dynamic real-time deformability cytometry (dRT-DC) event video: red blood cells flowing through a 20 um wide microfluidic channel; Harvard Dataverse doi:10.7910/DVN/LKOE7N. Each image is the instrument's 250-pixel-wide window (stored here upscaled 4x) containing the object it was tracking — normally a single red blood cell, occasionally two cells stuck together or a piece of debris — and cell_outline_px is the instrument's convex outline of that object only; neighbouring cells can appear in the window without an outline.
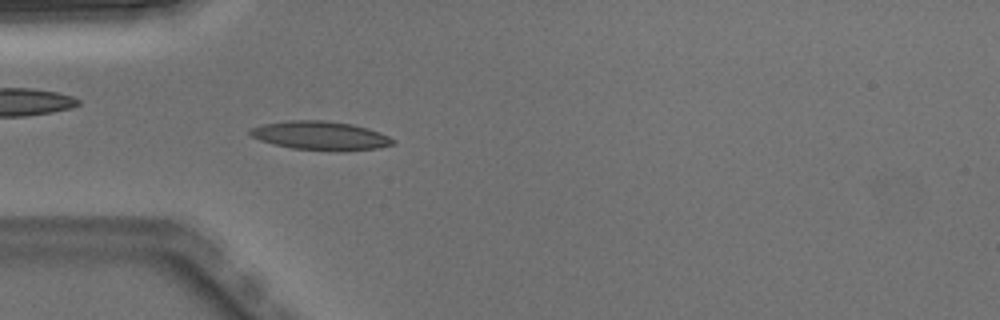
{"species": "Egyptian fruit bat (a non-hibernating species)", "species_latin": "Rousettus aegyptiacus", "temperature_condition": "warm", "stored_images_in_passage": 4, "camera_frame_rate_fps": 3000, "um_per_image_px": 0.085, "animal": {"sex": "male"}, "frame": {"image": 1, "passage_image": 4, "time_ms": 1.0, "image_size_px": [1000, 320], "cell_outline_px": [[396, 140], [392, 144], [376, 148], [344, 152], [292, 148], [272, 144], [260, 140], [252, 136], [248, 132], [252, 128], [264, 124], [288, 120], [324, 120], [352, 124], [368, 128], [380, 132]], "centroid_in_image_um": [27.26, 11.53], "position_along_channel_um": 57.7, "area_um2": 23.99}}